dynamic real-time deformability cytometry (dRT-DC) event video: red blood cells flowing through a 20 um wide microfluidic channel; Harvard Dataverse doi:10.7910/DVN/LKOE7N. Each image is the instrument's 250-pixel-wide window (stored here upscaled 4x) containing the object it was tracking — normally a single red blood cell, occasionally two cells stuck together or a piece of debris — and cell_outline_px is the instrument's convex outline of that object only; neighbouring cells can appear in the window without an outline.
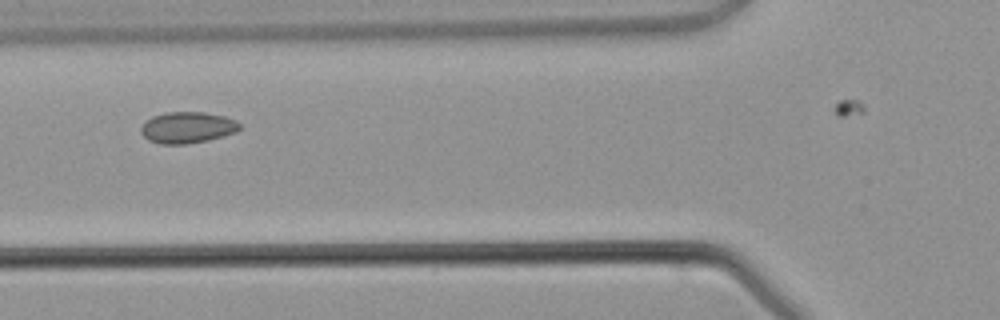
{"species": "common noctule bat (a hibernating species)", "species_latin": "Nyctalus noctula", "temperature_condition": "warm", "stored_images_in_passage": 4, "camera_frame_rate_fps": 3000, "um_per_image_px": 0.085, "animal": {"sex": "male", "body_mass_g": 21.5, "forearm_length_mm": 52.0}, "frame": {"image": 1, "passage_image": 3, "time_ms": 3.333, "image_size_px": [1000, 320], "cell_outline_px": [[240, 128], [236, 132], [208, 140], [188, 144], [160, 144], [148, 140], [140, 132], [140, 128], [152, 116], [168, 112], [204, 112], [224, 116], [236, 120], [240, 124]], "centroid_in_image_um": [15.93, 10.84], "position_along_channel_um": 109.9, "area_um2": 17.98}}